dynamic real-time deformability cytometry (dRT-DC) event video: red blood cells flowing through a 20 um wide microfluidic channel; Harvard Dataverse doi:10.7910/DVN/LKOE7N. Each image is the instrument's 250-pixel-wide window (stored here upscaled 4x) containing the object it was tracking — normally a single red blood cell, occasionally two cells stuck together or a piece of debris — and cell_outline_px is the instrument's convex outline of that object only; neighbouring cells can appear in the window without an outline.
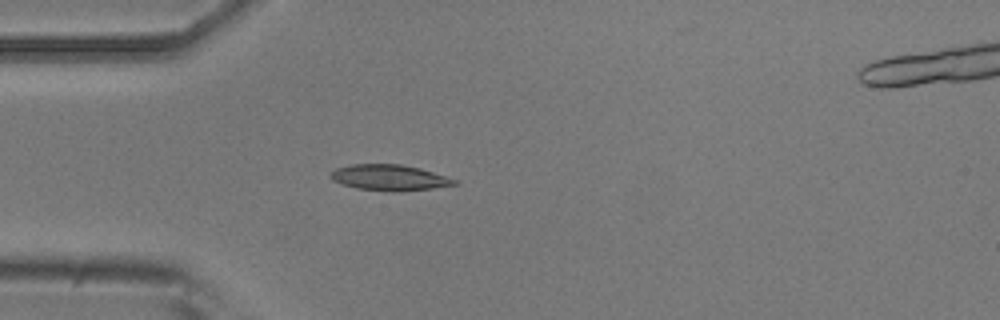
{"species": "common noctule bat (a hibernating species)", "species_latin": "Nyctalus noctula", "temperature_condition": "room temperature", "stored_images_in_passage": 5, "camera_frame_rate_fps": 3000, "um_per_image_px": 0.085, "animal": {"sex": "male", "body_mass_g": 20.5, "forearm_length_mm": 52.5}, "frame": {"image": 1, "passage_image": 4, "time_ms": 4.333, "image_size_px": [1000, 320], "cell_outline_px": [[456, 184], [432, 188], [396, 192], [392, 192], [356, 188], [332, 180], [328, 176], [336, 168], [352, 164], [400, 164], [420, 168], [456, 180]], "centroid_in_image_um": [33.05, 15.09], "position_along_channel_um": 51.9, "area_um2": 18.44}}